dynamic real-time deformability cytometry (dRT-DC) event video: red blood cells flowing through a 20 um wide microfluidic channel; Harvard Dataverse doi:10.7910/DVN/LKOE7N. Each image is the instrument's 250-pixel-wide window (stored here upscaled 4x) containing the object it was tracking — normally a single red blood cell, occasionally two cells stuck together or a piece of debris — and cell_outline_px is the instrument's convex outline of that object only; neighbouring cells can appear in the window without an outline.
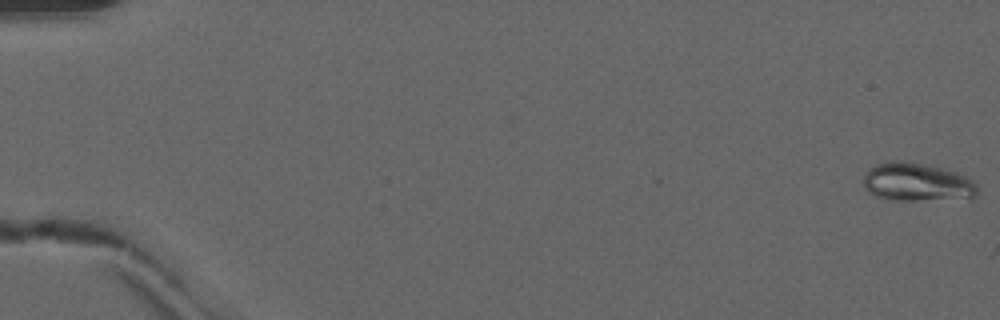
{"species": "common noctule bat (a hibernating species)", "species_latin": "Nyctalus noctula", "temperature_condition": "warm", "stored_images_in_passage": 52, "camera_frame_rate_fps": 3000, "um_per_image_px": 0.085, "animal": {"sex": "male", "forearm_length_mm": 52.5}, "frame": {"image": 1, "passage_image": 1, "time_ms": 0.0, "image_size_px": [1000, 320], "cell_outline_px": [[976, 196], [920, 200], [896, 200], [876, 196], [868, 192], [864, 188], [864, 176], [868, 168], [876, 164], [888, 160], [900, 160], [924, 164], [956, 172], [972, 180], [976, 184]], "centroid_in_image_um": [77.85, 15.46], "position_along_channel_um": 7.1, "area_um2": 25.09}}
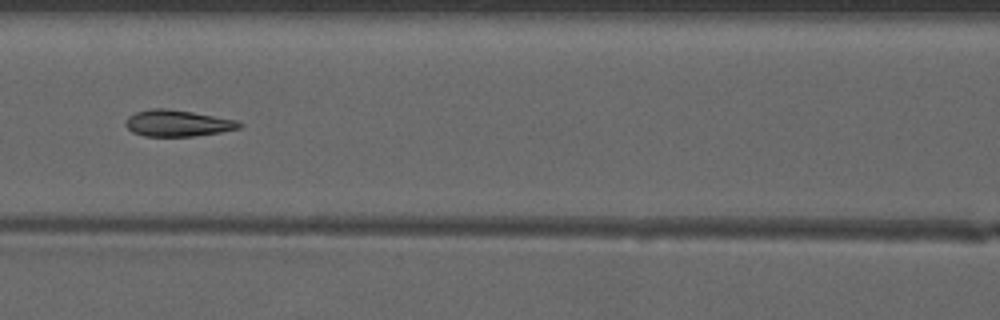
{"frame": {"image": 2, "passage_image": 24, "time_ms": 7.667, "image_size_px": [1000, 320], "cell_outline_px": [[244, 124], [240, 128], [220, 132], [192, 136], [144, 136], [132, 132], [124, 124], [124, 120], [128, 116], [136, 112], [152, 108], [164, 108], [192, 112], [236, 120]], "centroid_in_image_um": [15.06, 10.47], "position_along_channel_um": 151.5, "area_um2": 17.46}}
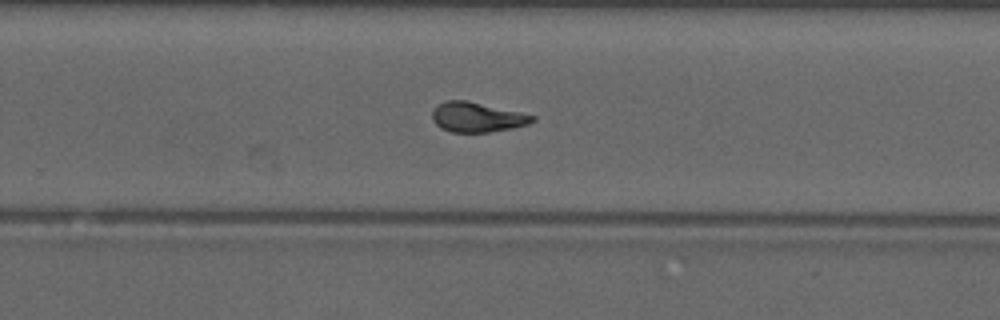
{"frame": {"image": 3, "passage_image": 34, "time_ms": 11.0, "image_size_px": [1000, 320], "cell_outline_px": [[536, 120], [528, 124], [512, 128], [488, 132], [452, 132], [440, 128], [432, 120], [432, 108], [436, 104], [444, 100], [468, 100], [520, 112], [536, 116]], "centroid_in_image_um": [40.51, 9.94], "position_along_channel_um": 289.3, "area_um2": 17.63}, "authors_computed_cell_mechanics": {"area_um2": 18.0914, "velocity_mm_per_s": 4.1573, "shape_relaxation_time_tau1_ms": null, "shape_relaxation_time_tau2_ms": 1.2711, "deformation_change_tau1": null, "deformation_change_tau2": 0.0663}}